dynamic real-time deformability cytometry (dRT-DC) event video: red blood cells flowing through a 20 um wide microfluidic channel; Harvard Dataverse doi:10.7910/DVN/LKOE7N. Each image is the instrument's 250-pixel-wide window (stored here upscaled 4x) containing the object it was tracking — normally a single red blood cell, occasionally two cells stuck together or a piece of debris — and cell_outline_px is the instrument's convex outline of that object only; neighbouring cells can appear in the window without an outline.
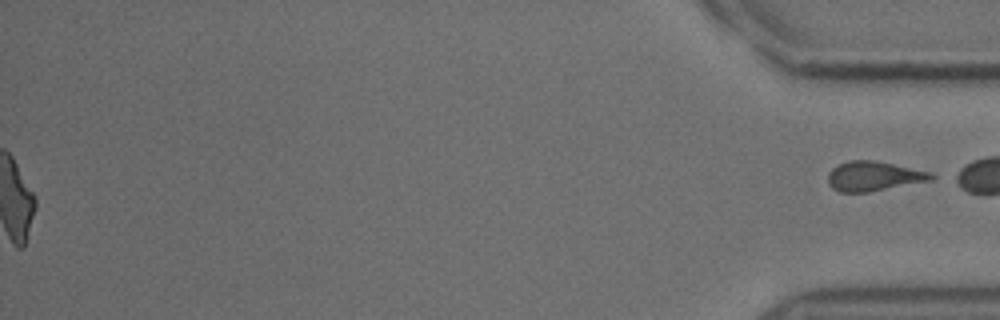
{"species": "common noctule bat (a hibernating species)", "species_latin": "Nyctalus noctula", "temperature_condition": "cold", "stored_images_in_passage": 54, "segment_of_instrument_passage": [2, 2], "camera_frame_rate_fps": 3000, "um_per_image_px": 0.085, "animal": {"sex": "male", "body_mass_g": 18.8}, "frame": {"image": 1, "passage_image": 54, "time_ms": 17.667, "image_size_px": [1000, 320], "cell_outline_px": [[940, 176], [932, 180], [868, 192], [840, 192], [832, 188], [828, 184], [828, 172], [832, 168], [848, 160], [872, 160], [932, 172]], "centroid_in_image_um": [74.29, 14.98], "position_along_channel_um": 360.9, "area_um2": 17.86}}